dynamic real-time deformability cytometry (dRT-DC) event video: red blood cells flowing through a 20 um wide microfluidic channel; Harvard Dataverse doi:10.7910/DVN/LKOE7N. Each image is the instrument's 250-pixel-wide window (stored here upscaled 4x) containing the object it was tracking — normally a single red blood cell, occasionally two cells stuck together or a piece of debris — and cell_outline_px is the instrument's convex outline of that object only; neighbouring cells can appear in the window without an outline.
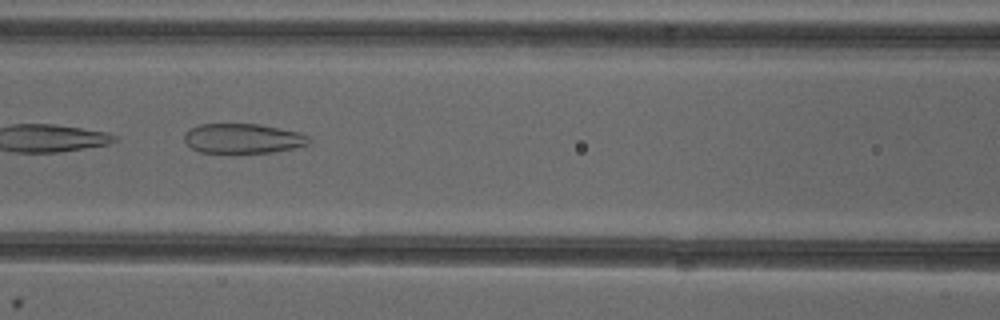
{"species": "common noctule bat (a hibernating species)", "species_latin": "Nyctalus noctula", "temperature_condition": "cold", "stored_images_in_passage": 8, "camera_frame_rate_fps": 3000, "um_per_image_px": 0.085, "animal": {"sex": "female"}, "frame": {"image": 1, "passage_image": 7, "time_ms": 7.0, "image_size_px": [1000, 320], "cell_outline_px": [[312, 140], [308, 144], [296, 148], [272, 152], [200, 152], [192, 148], [184, 140], [184, 132], [200, 124], [260, 124], [300, 132], [308, 136]], "centroid_in_image_um": [20.68, 11.76], "position_along_channel_um": 145.9, "area_um2": 21.56}}
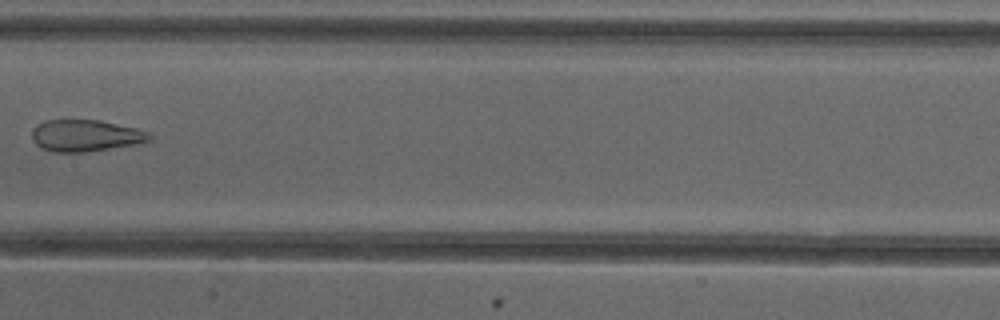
{"frame": {"image": 2, "passage_image": 8, "time_ms": 8.333, "image_size_px": [1000, 320], "cell_outline_px": [[152, 140], [136, 144], [84, 152], [52, 152], [40, 148], [32, 140], [32, 128], [36, 124], [44, 120], [100, 120], [136, 128], [148, 132], [152, 136]], "centroid_in_image_um": [7.23, 11.52], "position_along_channel_um": 200.2, "area_um2": 21.85}}